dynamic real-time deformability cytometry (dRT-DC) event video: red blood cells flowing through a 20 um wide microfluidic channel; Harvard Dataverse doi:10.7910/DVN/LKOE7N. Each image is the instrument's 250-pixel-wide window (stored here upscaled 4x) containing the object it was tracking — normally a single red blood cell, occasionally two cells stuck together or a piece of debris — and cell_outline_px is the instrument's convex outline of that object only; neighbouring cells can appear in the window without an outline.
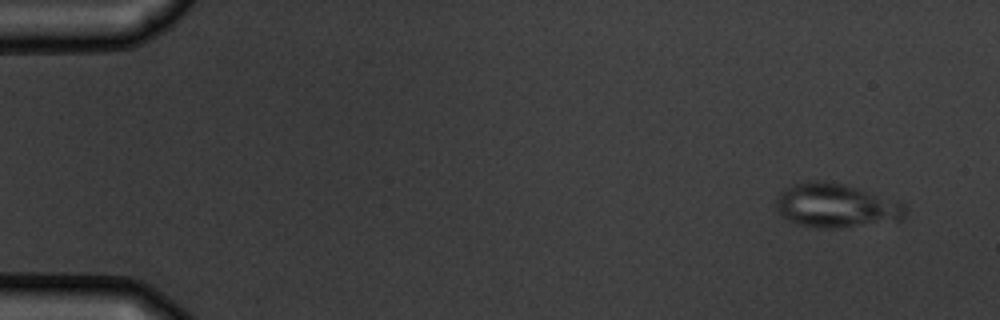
{"species": "common noctule bat (a hibernating species)", "species_latin": "Nyctalus noctula", "temperature_condition": "warm", "stored_images_in_passage": 4, "camera_frame_rate_fps": 3000, "um_per_image_px": 0.085, "animal": {"sex": "male", "body_mass_g": 19.5, "forearm_length_mm": 54.6}, "frame": {"image": 1, "passage_image": 1, "time_ms": 0.0, "image_size_px": [1000, 320], "cell_outline_px": [[908, 208], [904, 216], [900, 220], [836, 228], [816, 228], [796, 224], [788, 220], [776, 208], [776, 204], [780, 192], [784, 188], [792, 184], [812, 180], [824, 180], [844, 184], [860, 188], [900, 200]], "centroid_in_image_um": [71.09, 17.46], "position_along_channel_um": 13.9, "area_um2": 33.47}}